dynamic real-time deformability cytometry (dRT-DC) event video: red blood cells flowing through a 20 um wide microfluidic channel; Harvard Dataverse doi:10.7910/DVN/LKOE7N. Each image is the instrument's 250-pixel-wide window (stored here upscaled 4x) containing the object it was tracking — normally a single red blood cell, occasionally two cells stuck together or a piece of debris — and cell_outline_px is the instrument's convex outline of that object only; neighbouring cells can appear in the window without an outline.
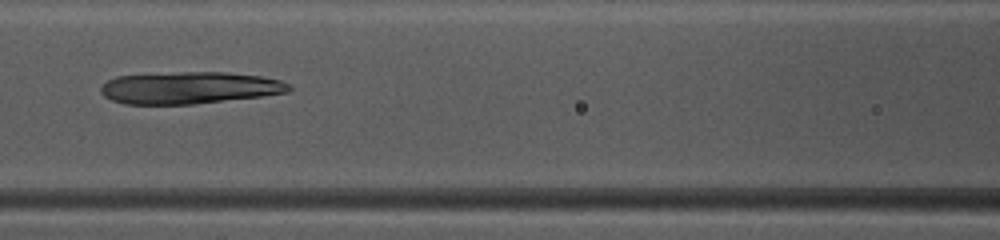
{"species": "common noctule bat (a hibernating species)", "species_latin": "Nyctalus noctula", "temperature_condition": "warm", "stored_images_in_passage": 48, "camera_frame_rate_fps": 3000, "um_per_image_px": 0.085, "animal": {"sex": "female", "body_mass_g": 10.0, "forearm_length_mm": 53.1}, "frame": {"image": 1, "passage_image": 22, "time_ms": 7.0, "image_size_px": [1000, 240], "cell_outline_px": [[292, 88], [288, 92], [260, 96], [192, 104], [124, 104], [112, 100], [104, 96], [100, 92], [100, 88], [108, 80], [116, 76], [180, 72], [228, 72], [260, 76], [280, 80], [292, 84]], "centroid_in_image_um": [16.11, 7.46], "position_along_channel_um": 150.5, "area_um2": 35.03}}
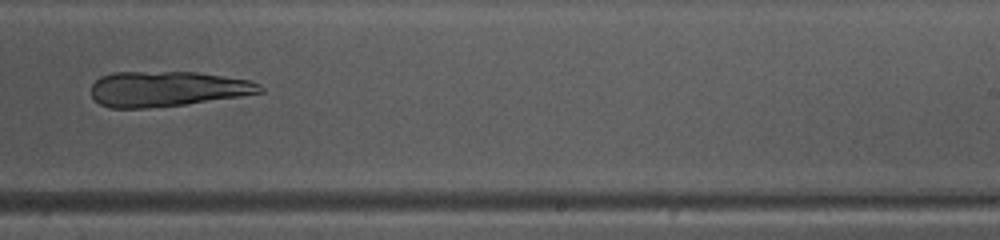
{"frame": {"image": 2, "passage_image": 31, "time_ms": 10.0, "image_size_px": [1000, 240], "cell_outline_px": [[264, 92], [244, 96], [184, 104], [144, 108], [108, 108], [100, 104], [92, 96], [92, 84], [100, 76], [112, 72], [196, 72], [248, 80], [260, 84], [264, 88]], "centroid_in_image_um": [14.21, 7.55], "position_along_channel_um": 274.8, "area_um2": 34.68}}
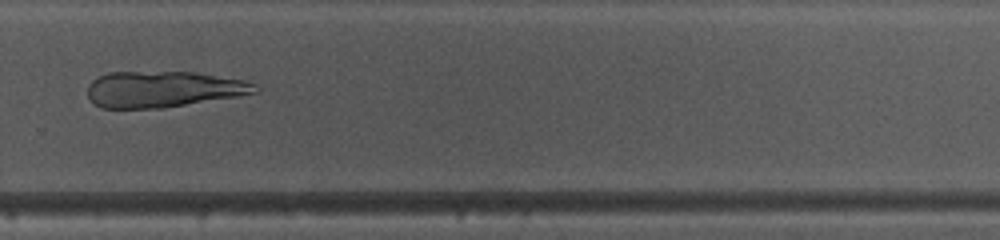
{"frame": {"image": 3, "passage_image": 34, "time_ms": 11.0, "image_size_px": [1000, 240], "cell_outline_px": [[260, 92], [164, 108], [100, 108], [88, 96], [88, 84], [92, 80], [108, 72], [192, 72], [244, 80], [256, 84], [260, 88]], "centroid_in_image_um": [13.88, 7.58], "position_along_channel_um": 315.9, "area_um2": 35.14}}